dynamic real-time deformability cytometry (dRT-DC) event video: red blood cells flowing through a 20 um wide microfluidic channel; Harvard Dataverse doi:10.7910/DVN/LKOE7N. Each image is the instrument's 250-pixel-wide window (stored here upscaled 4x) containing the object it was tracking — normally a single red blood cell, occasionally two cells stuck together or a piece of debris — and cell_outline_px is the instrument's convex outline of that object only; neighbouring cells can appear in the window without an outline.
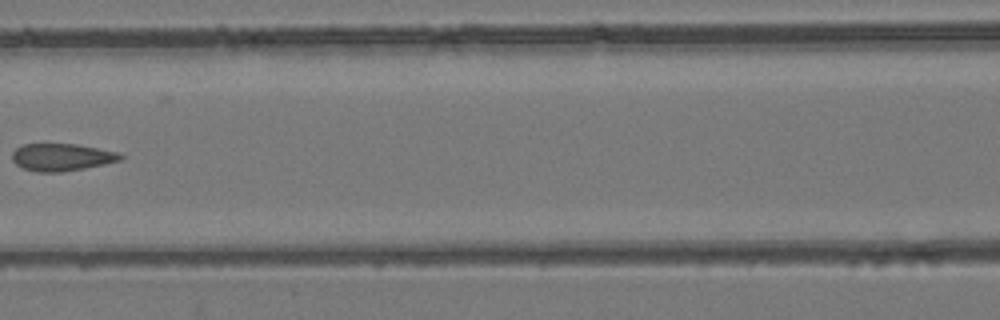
{"species": "common noctule bat (a hibernating species)", "species_latin": "Nyctalus noctula", "temperature_condition": "room temperature", "stored_images_in_passage": 7, "camera_frame_rate_fps": 3000, "um_per_image_px": 0.085, "animal": {"sex": "female", "body_mass_g": 24.6, "forearm_length_mm": 56.2}, "frame": {"image": 1, "passage_image": 6, "time_ms": 6.667, "image_size_px": [1000, 320], "cell_outline_px": [[124, 156], [120, 160], [104, 164], [84, 168], [60, 172], [36, 172], [24, 168], [16, 164], [12, 160], [12, 152], [16, 148], [24, 144], [76, 144], [120, 152]], "centroid_in_image_um": [5.25, 13.36], "position_along_channel_um": 161.4, "area_um2": 17.22}}
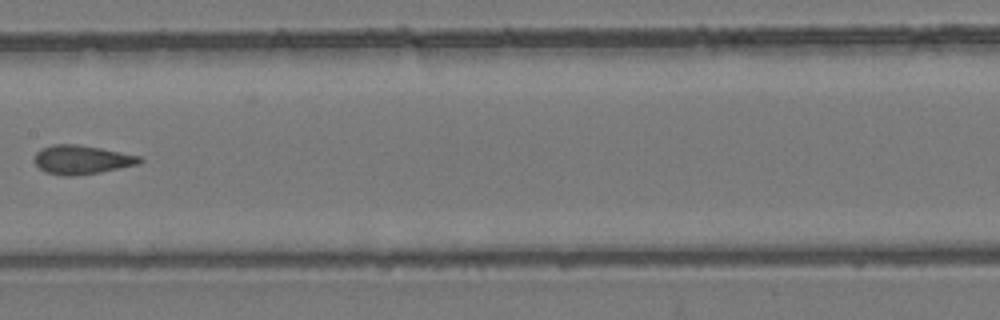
{"frame": {"image": 2, "passage_image": 7, "time_ms": 7.667, "image_size_px": [1000, 320], "cell_outline_px": [[144, 160], [140, 164], [100, 172], [72, 176], [64, 176], [44, 172], [32, 160], [36, 152], [40, 148], [52, 144], [76, 144], [100, 148], [140, 156]], "centroid_in_image_um": [6.91, 13.57], "position_along_channel_um": 200.5, "area_um2": 17.86}}